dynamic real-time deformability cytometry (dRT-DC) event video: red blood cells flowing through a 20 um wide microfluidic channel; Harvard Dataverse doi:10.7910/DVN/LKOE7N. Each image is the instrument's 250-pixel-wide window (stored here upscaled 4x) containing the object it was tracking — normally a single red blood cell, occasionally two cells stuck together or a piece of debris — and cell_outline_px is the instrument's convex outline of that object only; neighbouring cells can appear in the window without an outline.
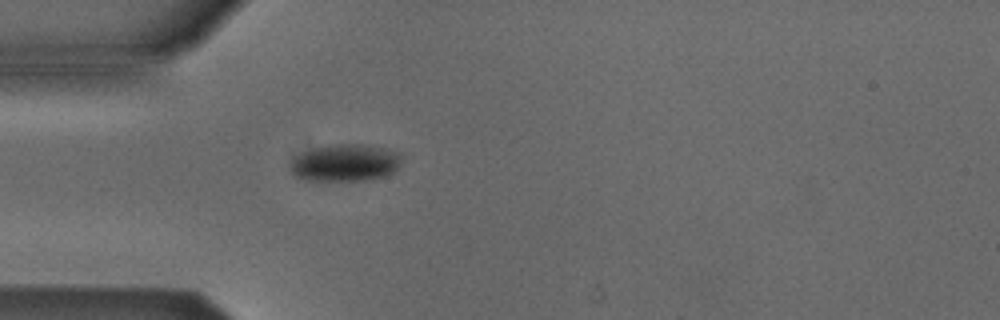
{"species": "Egyptian fruit bat (a non-hibernating species)", "species_latin": "Rousettus aegyptiacus", "temperature_condition": "cold", "stored_images_in_passage": 3, "camera_frame_rate_fps": 3000, "um_per_image_px": 0.085, "animal": {"sex": "male"}, "frame": {"image": 1, "passage_image": 3, "time_ms": 2.333, "image_size_px": [1000, 320], "cell_outline_px": [[400, 164], [396, 172], [384, 176], [364, 180], [308, 180], [296, 176], [292, 172], [292, 160], [296, 156], [304, 152], [316, 148], [332, 144], [364, 144], [400, 152]], "centroid_in_image_um": [29.39, 13.83], "position_along_channel_um": 55.6, "area_um2": 23.81}}